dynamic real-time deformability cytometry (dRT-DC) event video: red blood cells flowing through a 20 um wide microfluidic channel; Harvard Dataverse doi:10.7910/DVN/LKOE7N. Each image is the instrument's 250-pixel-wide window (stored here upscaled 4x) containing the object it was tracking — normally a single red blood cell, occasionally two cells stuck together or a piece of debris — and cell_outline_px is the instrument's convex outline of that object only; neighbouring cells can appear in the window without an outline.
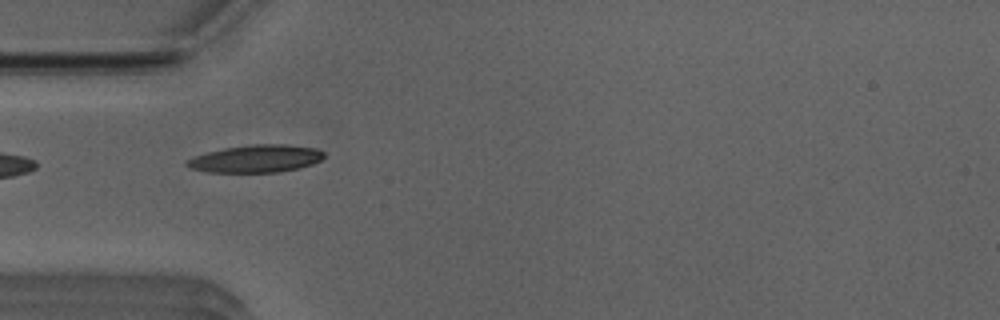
{"species": "Egyptian fruit bat (a non-hibernating species)", "species_latin": "Rousettus aegyptiacus", "temperature_condition": "room temperature", "stored_images_in_passage": 38, "camera_frame_rate_fps": 3000, "um_per_image_px": 0.085, "animal": {"sex": "male"}, "frame": {"image": 1, "passage_image": 2, "time_ms": 0.333, "image_size_px": [1000, 320], "cell_outline_px": [[324, 156], [320, 160], [312, 164], [300, 168], [276, 172], [208, 172], [192, 168], [184, 164], [184, 160], [208, 152], [224, 148], [248, 144], [288, 144], [316, 148], [324, 152]], "centroid_in_image_um": [21.77, 13.48], "position_along_channel_um": 63.2, "area_um2": 22.02}}
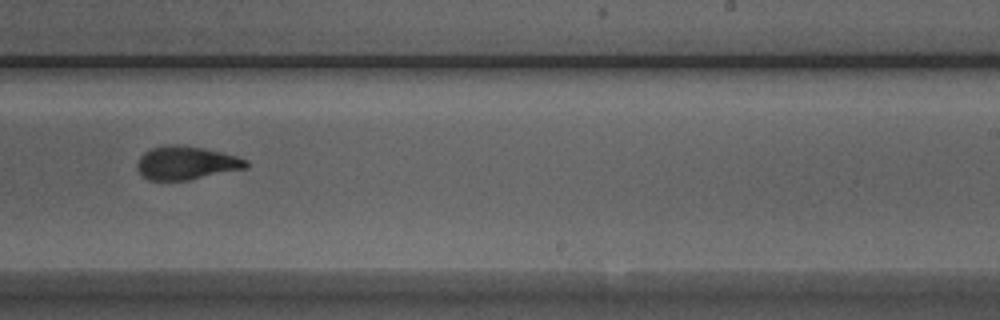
{"frame": {"image": 2, "passage_image": 18, "time_ms": 5.667, "image_size_px": [1000, 320], "cell_outline_px": [[248, 168], [188, 180], [148, 180], [136, 168], [136, 164], [140, 156], [144, 152], [152, 148], [168, 144], [176, 144], [204, 148], [236, 156], [248, 160]], "centroid_in_image_um": [15.83, 13.85], "position_along_channel_um": 273.2, "area_um2": 21.21}}
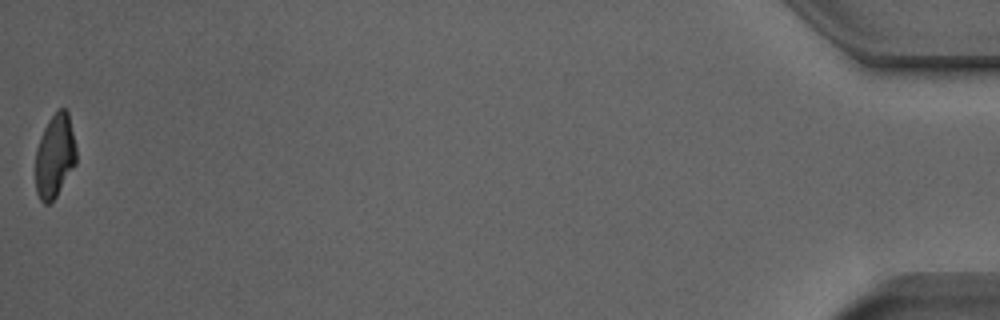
{"frame": {"image": 3, "passage_image": 38, "time_ms": 12.333, "image_size_px": [1000, 320], "cell_outline_px": [[76, 164], [56, 196], [48, 204], [44, 204], [40, 200], [36, 192], [36, 148], [40, 136], [48, 120], [60, 108], [64, 108], [68, 112], [76, 148]], "centroid_in_image_um": [4.65, 13.26], "position_along_channel_um": 430.5, "area_um2": 19.77}, "authors_computed_cell_mechanics": {"area_um2": 21.2704, "velocity_mm_per_s": 3.9399, "shape_relaxation_time_tau1_ms": 4.3402, "shape_relaxation_time_tau2_ms": 1.7712, "deformation_change_tau1": 0.1629, "deformation_change_tau2": 0.0882}}